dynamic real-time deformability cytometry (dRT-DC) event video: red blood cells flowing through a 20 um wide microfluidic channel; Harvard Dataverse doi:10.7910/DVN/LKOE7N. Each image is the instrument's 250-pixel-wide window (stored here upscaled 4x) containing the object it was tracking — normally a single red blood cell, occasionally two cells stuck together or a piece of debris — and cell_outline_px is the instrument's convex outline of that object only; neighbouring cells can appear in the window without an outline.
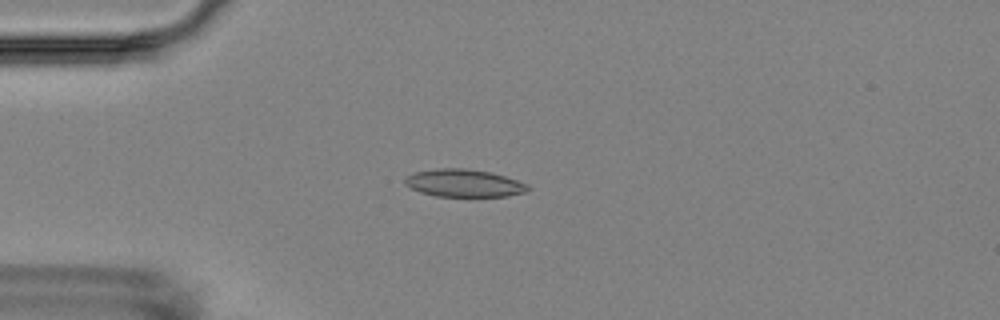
{"species": "Egyptian fruit bat (a non-hibernating species)", "species_latin": "Rousettus aegyptiacus", "temperature_condition": "room temperature", "stored_images_in_passage": 15, "camera_frame_rate_fps": 3000, "um_per_image_px": 0.085, "animal": {"sex": "female"}, "frame": {"image": 1, "passage_image": 3, "time_ms": 2.333, "image_size_px": [1000, 320], "cell_outline_px": [[532, 188], [528, 192], [508, 196], [436, 196], [420, 192], [404, 184], [404, 176], [416, 172], [440, 168], [464, 168], [488, 172], [504, 176], [528, 184]], "centroid_in_image_um": [39.45, 15.57], "position_along_channel_um": 45.5, "area_um2": 19.77}}
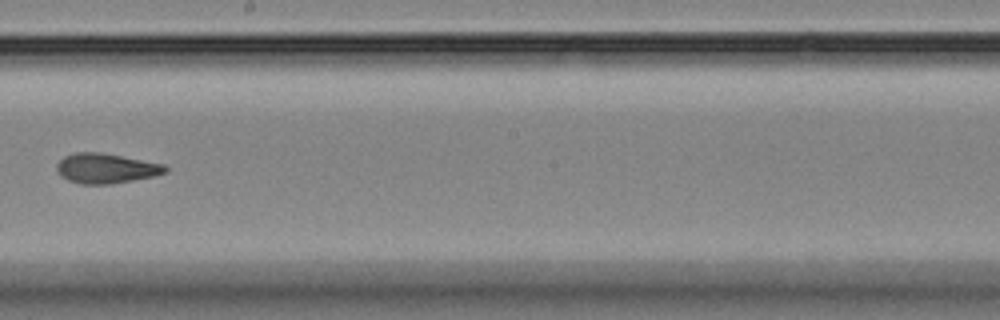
{"frame": {"image": 2, "passage_image": 8, "time_ms": 8.333, "image_size_px": [1000, 320], "cell_outline_px": [[168, 172], [152, 176], [112, 184], [80, 184], [68, 180], [60, 176], [56, 172], [56, 164], [64, 156], [76, 152], [100, 152], [164, 164], [168, 168]], "centroid_in_image_um": [8.97, 14.31], "position_along_channel_um": 239.2, "area_um2": 18.96}}
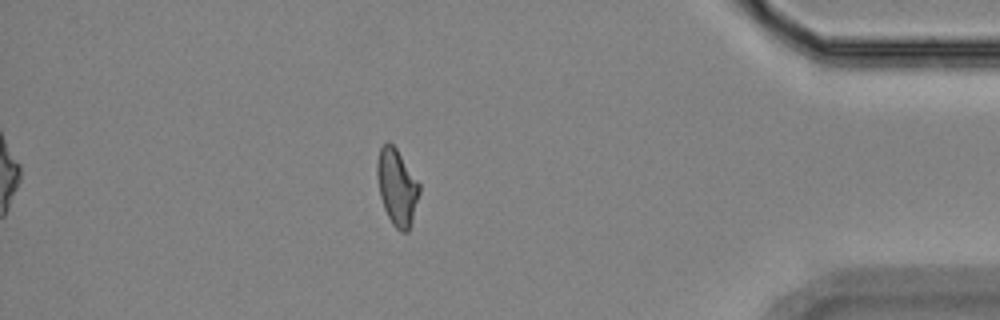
{"frame": {"image": 3, "passage_image": 13, "time_ms": 14.0, "image_size_px": [1000, 320], "cell_outline_px": [[420, 192], [412, 220], [408, 232], [400, 232], [392, 224], [384, 208], [380, 196], [376, 176], [376, 160], [380, 148], [388, 140], [396, 148], [420, 184]], "centroid_in_image_um": [33.72, 15.89], "position_along_channel_um": 401.5, "area_um2": 18.84}, "authors_computed_cell_mechanics": {"area_um2": 18.9006, "velocity_mm_per_s": 3.5236, "shape_relaxation_time_tau1_ms": null, "shape_relaxation_time_tau2_ms": 2.28, "deformation_change_tau1": null, "deformation_change_tau2": 0.0977}}